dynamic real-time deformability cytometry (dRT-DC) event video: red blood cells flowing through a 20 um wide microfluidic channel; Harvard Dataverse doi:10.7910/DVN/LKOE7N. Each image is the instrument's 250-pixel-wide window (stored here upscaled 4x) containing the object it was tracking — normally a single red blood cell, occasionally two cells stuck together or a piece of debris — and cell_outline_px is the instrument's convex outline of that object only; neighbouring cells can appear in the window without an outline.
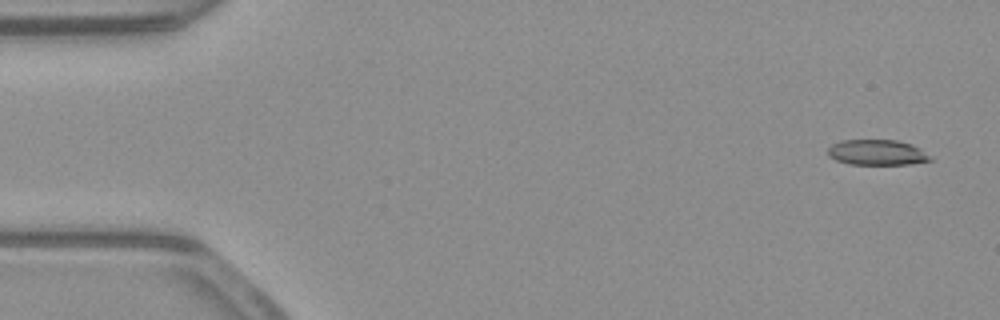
{"species": "common noctule bat (a hibernating species)", "species_latin": "Nyctalus noctula", "temperature_condition": "warm", "stored_images_in_passage": 51, "camera_frame_rate_fps": 3000, "um_per_image_px": 0.085, "animal": {"sex": "male", "body_mass_g": 23.1, "forearm_length_mm": 52.7}, "frame": {"image": 1, "passage_image": 1, "time_ms": 0.0, "image_size_px": [1000, 320], "cell_outline_px": [[932, 160], [908, 164], [848, 164], [836, 160], [828, 156], [828, 148], [832, 144], [840, 140], [896, 140], [912, 144], [920, 148]], "centroid_in_image_um": [74.5, 12.95], "position_along_channel_um": 10.5, "area_um2": 15.09}}
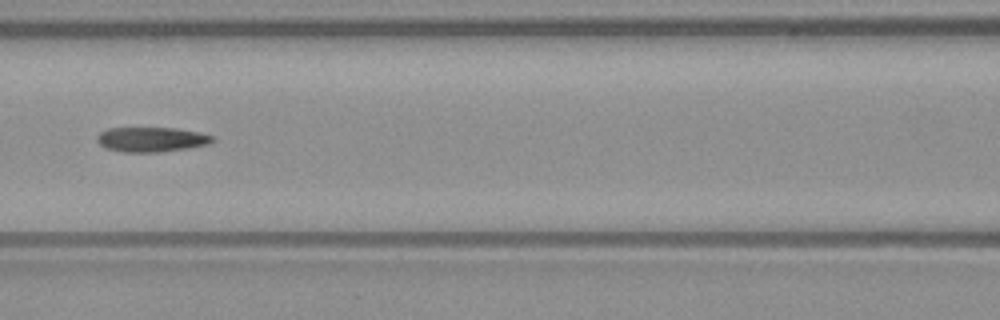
{"frame": {"image": 2, "passage_image": 22, "time_ms": 7.0, "image_size_px": [1000, 320], "cell_outline_px": [[216, 140], [208, 144], [188, 148], [160, 152], [124, 152], [104, 148], [96, 140], [96, 136], [100, 132], [108, 128], [176, 128], [200, 132], [216, 136]], "centroid_in_image_um": [12.89, 11.85], "position_along_channel_um": 153.7, "area_um2": 16.88}}
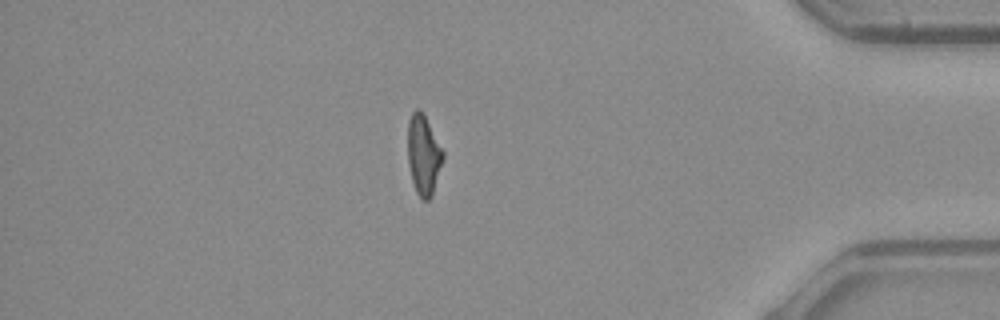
{"frame": {"image": 3, "passage_image": 44, "time_ms": 14.333, "image_size_px": [1000, 320], "cell_outline_px": [[444, 156], [432, 196], [428, 200], [424, 200], [416, 192], [412, 180], [408, 164], [408, 120], [412, 112], [416, 108], [420, 108], [424, 112], [444, 152]], "centroid_in_image_um": [36.0, 13.11], "position_along_channel_um": 399.2, "area_um2": 16.53}, "authors_computed_cell_mechanics": {"area_um2": 16.9354, "velocity_mm_per_s": 3.906, "shape_relaxation_time_tau1_ms": null, "shape_relaxation_time_tau2_ms": 4.9669, "deformation_change_tau1": null, "deformation_change_tau2": 0.1639}}